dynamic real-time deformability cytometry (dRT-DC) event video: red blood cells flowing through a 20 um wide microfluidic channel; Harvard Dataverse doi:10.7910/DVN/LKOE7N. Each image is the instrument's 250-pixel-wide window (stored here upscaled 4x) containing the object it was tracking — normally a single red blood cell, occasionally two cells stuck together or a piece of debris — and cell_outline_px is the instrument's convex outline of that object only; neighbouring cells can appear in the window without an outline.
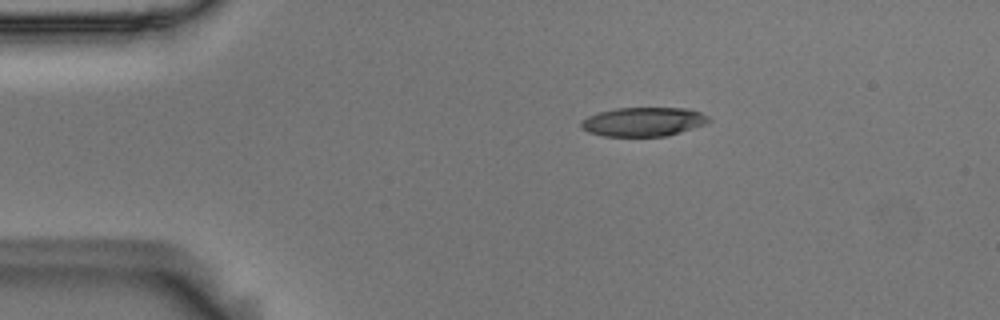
{"species": "Egyptian fruit bat (a non-hibernating species)", "species_latin": "Rousettus aegyptiacus", "temperature_condition": "room temperature", "stored_images_in_passage": 5, "camera_frame_rate_fps": 3000, "um_per_image_px": 0.085, "animal": {"sex": "male"}, "frame": {"image": 1, "passage_image": 1, "time_ms": 0.0, "image_size_px": [1000, 320], "cell_outline_px": [[712, 120], [704, 124], [668, 136], [604, 136], [588, 132], [580, 128], [580, 120], [588, 116], [600, 112], [616, 108], [688, 108], [700, 112], [708, 116]], "centroid_in_image_um": [54.66, 10.35], "position_along_channel_um": 30.3, "area_um2": 21.62}}
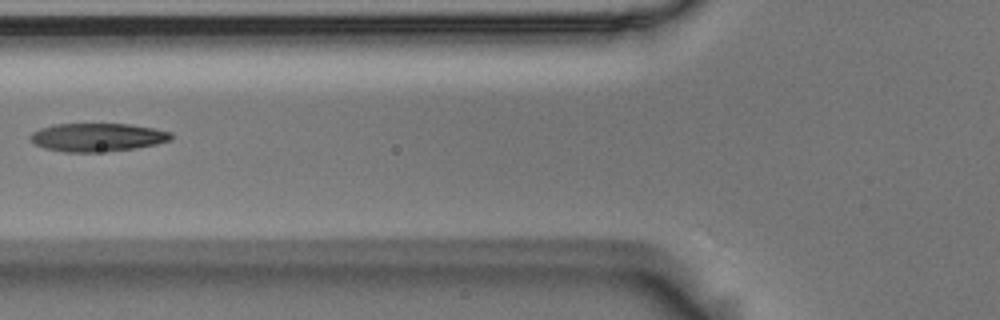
{"frame": {"image": 2, "passage_image": 4, "time_ms": 1.0, "image_size_px": [1000, 320], "cell_outline_px": [[172, 140], [156, 144], [132, 148], [96, 152], [64, 152], [44, 148], [36, 144], [28, 136], [32, 132], [40, 128], [56, 124], [128, 124], [152, 128], [172, 132]], "centroid_in_image_um": [8.26, 11.66], "position_along_channel_um": 117.5, "area_um2": 23.0}}
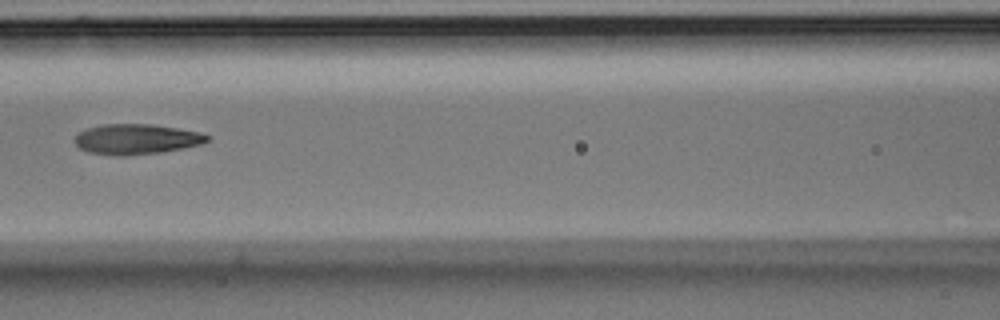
{"frame": {"image": 3, "passage_image": 5, "time_ms": 1.333, "image_size_px": [1000, 320], "cell_outline_px": [[212, 136], [208, 140], [200, 144], [184, 148], [160, 152], [124, 156], [112, 156], [88, 152], [80, 148], [76, 144], [76, 136], [80, 132], [88, 128], [104, 124], [148, 124], [176, 128], [200, 132]], "centroid_in_image_um": [11.6, 11.84], "position_along_channel_um": 155.0, "area_um2": 23.24}}